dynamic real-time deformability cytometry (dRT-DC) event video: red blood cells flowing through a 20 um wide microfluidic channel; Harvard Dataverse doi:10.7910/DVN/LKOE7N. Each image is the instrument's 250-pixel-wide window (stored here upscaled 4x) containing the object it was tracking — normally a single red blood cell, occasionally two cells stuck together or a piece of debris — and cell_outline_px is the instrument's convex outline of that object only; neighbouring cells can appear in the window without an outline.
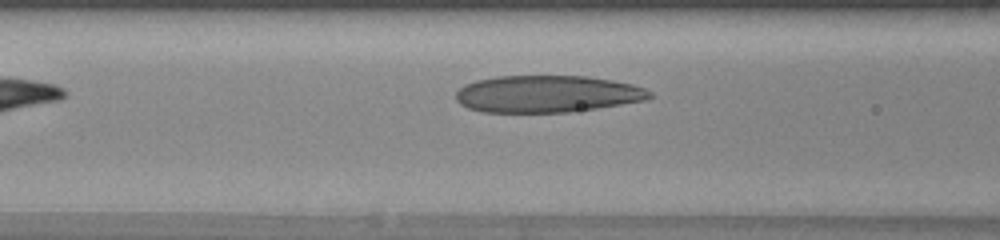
{"species": "human", "species_latin": "Homo sapiens", "temperature_condition": "warm", "stored_images_in_passage": 29, "camera_frame_rate_fps": 3000, "um_per_image_px": 0.085, "donor": {"sex": "female"}, "frame": {"image": 1, "passage_image": 7, "time_ms": 2.0, "image_size_px": [1000, 240], "cell_outline_px": [[652, 96], [644, 100], [572, 112], [484, 112], [468, 108], [460, 104], [456, 100], [456, 92], [464, 84], [476, 80], [496, 76], [588, 76], [612, 80], [632, 84], [644, 88], [652, 92]], "centroid_in_image_um": [46.48, 7.98], "position_along_channel_um": 120.1, "area_um2": 41.79}}
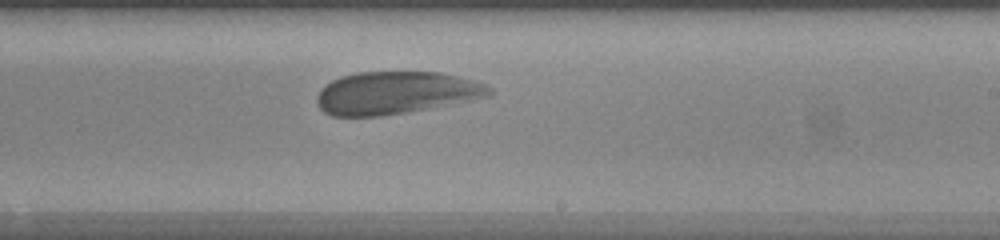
{"frame": {"image": 2, "passage_image": 17, "time_ms": 5.333, "image_size_px": [1000, 240], "cell_outline_px": [[492, 92], [488, 96], [408, 112], [380, 116], [332, 116], [324, 112], [316, 104], [316, 96], [320, 88], [324, 84], [340, 76], [360, 72], [440, 72], [472, 80], [484, 84], [492, 88]], "centroid_in_image_um": [33.56, 7.89], "position_along_channel_um": 255.4, "area_um2": 42.6}}
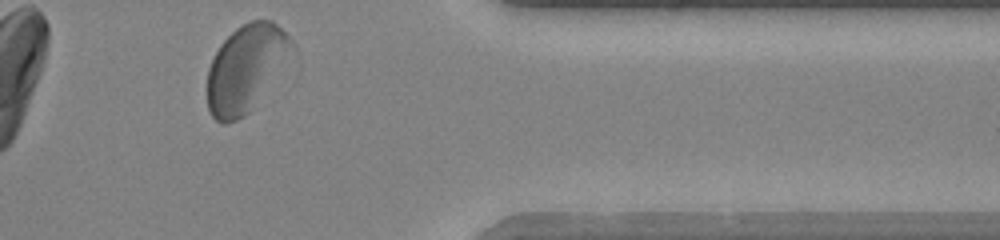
{"frame": {"image": 3, "passage_image": 28, "time_ms": 9.0, "image_size_px": [1000, 240], "cell_outline_px": [[296, 48], [248, 112], [244, 116], [228, 124], [224, 124], [216, 120], [212, 116], [208, 108], [208, 68], [220, 44], [236, 28], [252, 20], [272, 20], [296, 44]], "centroid_in_image_um": [20.89, 5.78], "position_along_channel_um": 390.5, "area_um2": 41.96}, "authors_computed_cell_mechanics": {"area_um2": 43.35, "velocity_mm_per_s": 4.0755, "shape_relaxation_time_tau1_ms": 5.4846, "shape_relaxation_time_tau2_ms": 1.8377, "deformation_change_tau1": 0.1671, "deformation_change_tau2": 0.0709}}